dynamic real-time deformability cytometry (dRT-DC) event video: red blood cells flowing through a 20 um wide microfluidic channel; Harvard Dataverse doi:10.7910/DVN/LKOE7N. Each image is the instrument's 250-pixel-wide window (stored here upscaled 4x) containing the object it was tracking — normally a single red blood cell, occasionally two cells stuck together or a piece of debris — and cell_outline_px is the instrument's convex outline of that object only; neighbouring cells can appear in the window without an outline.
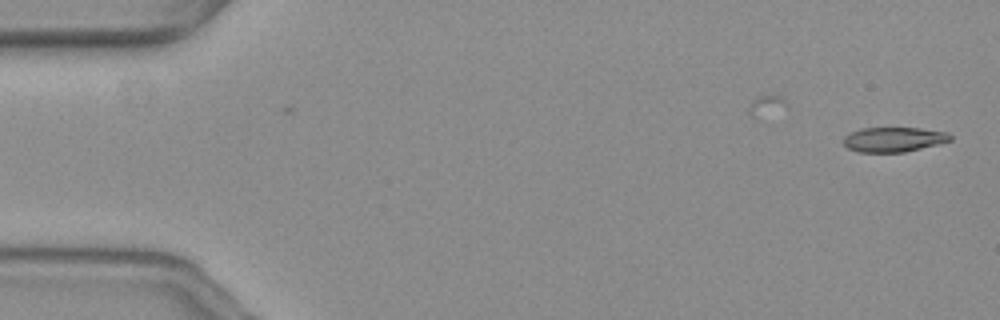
{"species": "common noctule bat (a hibernating species)", "species_latin": "Nyctalus noctula", "temperature_condition": "warm", "stored_images_in_passage": 15, "camera_frame_rate_fps": 3000, "um_per_image_px": 0.085, "animal": {"sex": "female", "body_mass_g": 19.3, "forearm_length_mm": 54.1}, "frame": {"image": 1, "passage_image": 1, "time_ms": 0.0, "image_size_px": [1000, 320], "cell_outline_px": [[952, 140], [904, 152], [860, 152], [848, 148], [844, 144], [844, 136], [848, 132], [860, 128], [920, 128], [948, 132], [952, 136]], "centroid_in_image_um": [75.94, 11.84], "position_along_channel_um": 9.1, "area_um2": 15.37}}
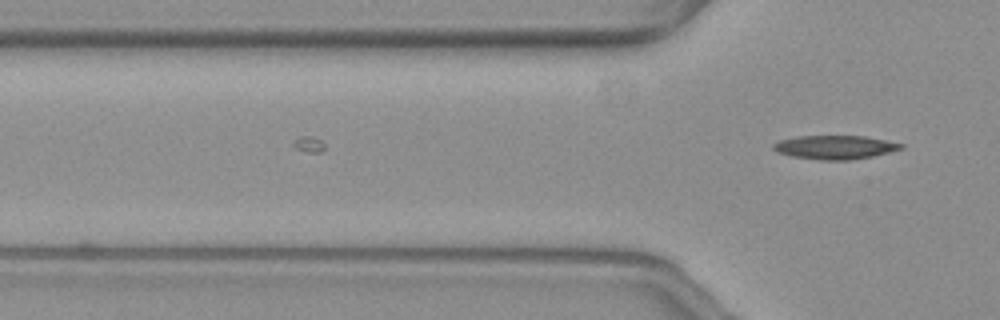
{"frame": {"image": 2, "passage_image": 15, "time_ms": 4.667, "image_size_px": [1000, 320], "cell_outline_px": [[904, 148], [872, 156], [852, 160], [820, 160], [792, 156], [776, 152], [772, 148], [772, 144], [780, 140], [796, 136], [864, 136], [904, 144]], "centroid_in_image_um": [70.94, 12.52], "position_along_channel_um": 54.9, "area_um2": 17.63}}